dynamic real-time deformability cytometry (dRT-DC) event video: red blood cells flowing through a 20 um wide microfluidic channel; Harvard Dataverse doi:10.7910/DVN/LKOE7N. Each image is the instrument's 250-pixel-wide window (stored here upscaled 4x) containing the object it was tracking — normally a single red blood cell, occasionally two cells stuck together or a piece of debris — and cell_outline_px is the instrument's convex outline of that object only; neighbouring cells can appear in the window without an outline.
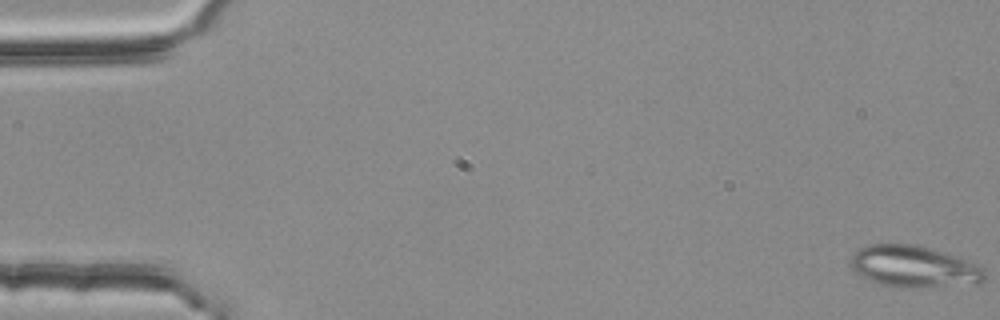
{"species": "common noctule bat (a hibernating species)", "species_latin": "Nyctalus noctula", "temperature_condition": "room temperature", "stored_images_in_passage": 55, "camera_frame_rate_fps": 3000, "um_per_image_px": 0.085, "animal": {"sex": "female", "body_mass_g": 25.1}, "frame": {"image": 1, "passage_image": 1, "time_ms": 0.0, "image_size_px": [1000, 320], "cell_outline_px": [[984, 280], [980, 284], [912, 288], [896, 288], [880, 284], [856, 272], [852, 268], [852, 256], [860, 248], [872, 244], [916, 244], [980, 264], [984, 268]], "centroid_in_image_um": [77.75, 22.68], "position_along_channel_um": 7.3, "area_um2": 32.43}}
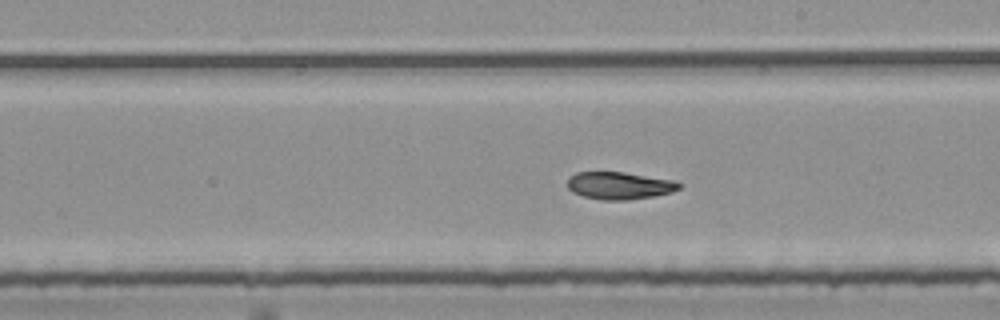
{"frame": {"image": 2, "passage_image": 32, "time_ms": 10.333, "image_size_px": [1000, 320], "cell_outline_px": [[684, 184], [680, 188], [672, 192], [652, 196], [628, 200], [600, 200], [584, 196], [572, 192], [568, 188], [568, 176], [576, 172], [624, 172], [672, 180]], "centroid_in_image_um": [52.64, 15.77], "position_along_channel_um": 236.4, "area_um2": 17.86}}
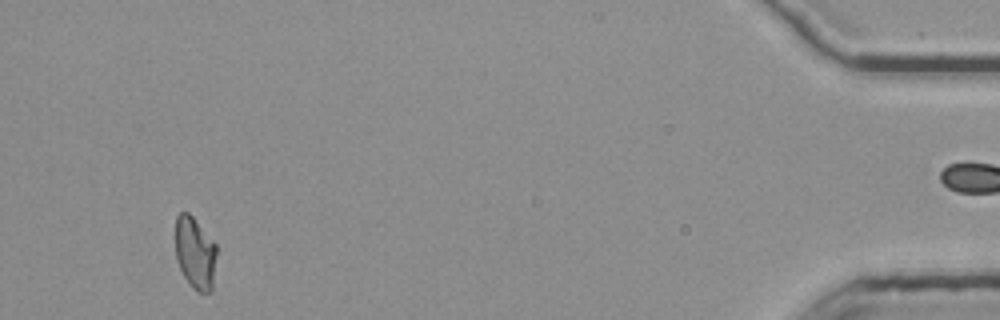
{"frame": {"image": 3, "passage_image": 53, "time_ms": 17.333, "image_size_px": [1000, 320], "cell_outline_px": [[216, 256], [212, 292], [196, 292], [192, 288], [184, 276], [176, 260], [176, 216], [180, 212], [188, 212], [192, 216], [216, 244]], "centroid_in_image_um": [16.59, 21.52], "position_along_channel_um": 418.6, "area_um2": 17.34}, "authors_computed_cell_mechanics": {"area_um2": 18.5538, "velocity_mm_per_s": 3.7308, "shape_relaxation_time_tau1_ms": null, "shape_relaxation_time_tau2_ms": 4.4919, "deformation_change_tau1": null, "deformation_change_tau2": 0.0992}}